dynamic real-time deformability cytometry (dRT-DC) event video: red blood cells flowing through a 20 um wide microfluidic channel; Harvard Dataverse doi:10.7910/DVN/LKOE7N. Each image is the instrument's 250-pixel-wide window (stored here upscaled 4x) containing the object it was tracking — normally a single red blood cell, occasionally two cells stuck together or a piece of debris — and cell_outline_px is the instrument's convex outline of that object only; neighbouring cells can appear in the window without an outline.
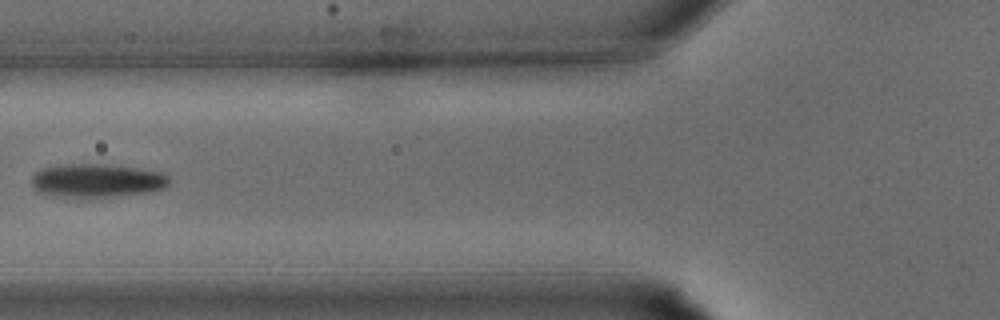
{"species": "common noctule bat (a hibernating species)", "species_latin": "Nyctalus noctula", "temperature_condition": "warm", "stored_images_in_passage": 31, "camera_frame_rate_fps": 3000, "um_per_image_px": 0.085, "animal": {"sex": "male", "body_mass_g": 15.6}, "frame": {"image": 1, "passage_image": 12, "time_ms": 3.667, "image_size_px": [1000, 320], "cell_outline_px": [[168, 184], [164, 188], [148, 192], [112, 196], [52, 196], [40, 192], [32, 184], [32, 176], [36, 172], [44, 168], [64, 164], [104, 164], [136, 168], [160, 172], [168, 176]], "centroid_in_image_um": [8.23, 15.33], "position_along_channel_um": 117.6, "area_um2": 26.3}}
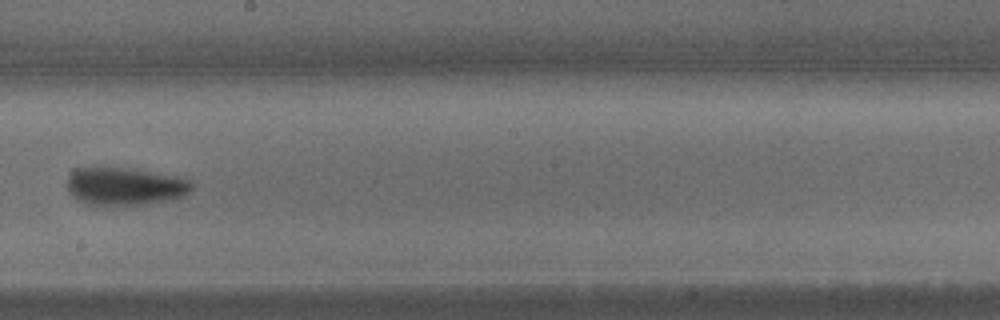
{"frame": {"image": 2, "passage_image": 18, "time_ms": 5.667, "image_size_px": [1000, 320], "cell_outline_px": [[192, 188], [184, 196], [144, 204], [92, 204], [80, 200], [72, 196], [68, 192], [68, 172], [72, 168], [120, 168], [176, 176], [188, 180], [192, 184]], "centroid_in_image_um": [10.56, 15.82], "position_along_channel_um": 237.6, "area_um2": 26.65}}
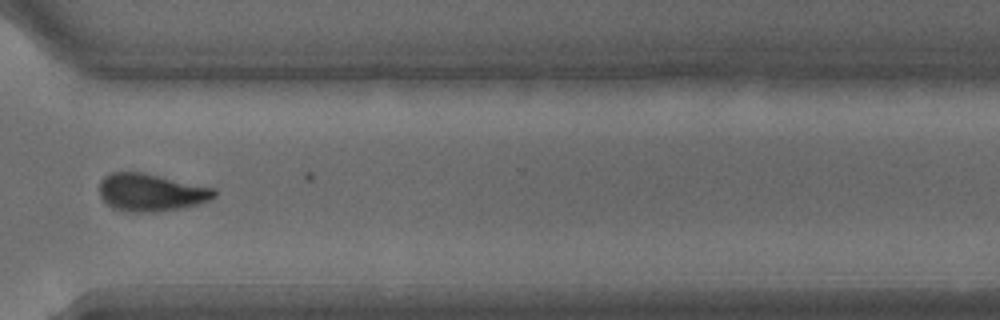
{"frame": {"image": 3, "passage_image": 24, "time_ms": 7.667, "image_size_px": [1000, 320], "cell_outline_px": [[216, 196], [200, 204], [180, 208], [152, 212], [128, 212], [112, 208], [100, 196], [100, 180], [104, 176], [112, 172], [140, 172], [212, 188], [216, 192]], "centroid_in_image_um": [12.79, 16.37], "position_along_channel_um": 357.8, "area_um2": 24.8}}